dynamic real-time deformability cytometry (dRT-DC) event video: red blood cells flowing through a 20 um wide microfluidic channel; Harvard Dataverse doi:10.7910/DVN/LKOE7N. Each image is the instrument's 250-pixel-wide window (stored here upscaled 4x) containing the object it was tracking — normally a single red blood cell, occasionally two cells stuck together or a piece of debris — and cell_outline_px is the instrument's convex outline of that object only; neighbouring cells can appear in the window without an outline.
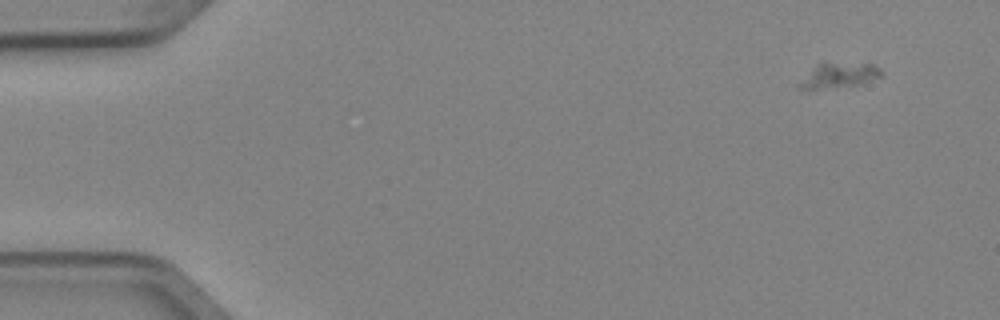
{"species": "Egyptian fruit bat (a non-hibernating species)", "species_latin": "Rousettus aegyptiacus", "temperature_condition": "cold", "stored_images_in_passage": 5, "segment_of_instrument_passage": [2, 2], "camera_frame_rate_fps": 3000, "um_per_image_px": 0.085, "animal": {"sex": "female"}, "frame": {"image": 1, "passage_image": 5, "time_ms": 1.333, "image_size_px": [1000, 320], "cell_outline_px": [[880, 76], [856, 84], [816, 88], [800, 88], [800, 84], [812, 68], [816, 64], [872, 64], [880, 68]], "centroid_in_image_um": [71.33, 6.38], "position_along_channel_um": 13.7, "area_um2": 10.69}}